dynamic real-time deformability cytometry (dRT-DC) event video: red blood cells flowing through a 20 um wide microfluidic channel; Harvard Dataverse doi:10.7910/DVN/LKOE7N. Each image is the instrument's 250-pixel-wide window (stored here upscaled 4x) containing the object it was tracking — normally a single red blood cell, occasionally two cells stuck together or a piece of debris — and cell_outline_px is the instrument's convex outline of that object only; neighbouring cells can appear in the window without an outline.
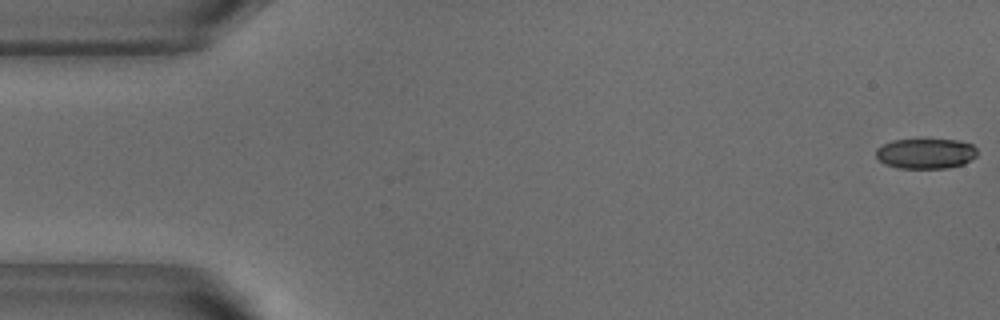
{"species": "common noctule bat (a hibernating species)", "species_latin": "Nyctalus noctula", "temperature_condition": "warm", "stored_images_in_passage": 52, "camera_frame_rate_fps": 3000, "um_per_image_px": 0.085, "animal": {"sex": "male", "body_mass_g": 18.8}, "frame": {"image": 1, "passage_image": 1, "time_ms": 0.0, "image_size_px": [1000, 320], "cell_outline_px": [[976, 156], [964, 164], [948, 168], [900, 168], [884, 164], [876, 156], [876, 148], [892, 140], [956, 140], [972, 144], [976, 148]], "centroid_in_image_um": [78.68, 13.06], "position_along_channel_um": 6.3, "area_um2": 17.74}}
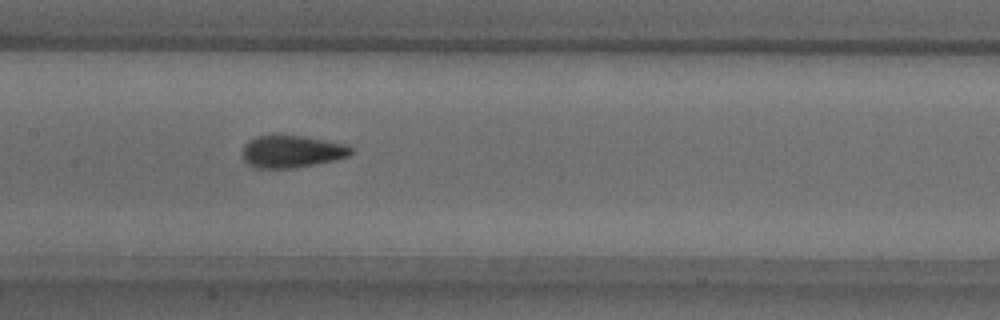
{"frame": {"image": 2, "passage_image": 25, "time_ms": 8.0, "image_size_px": [1000, 320], "cell_outline_px": [[352, 152], [348, 156], [336, 160], [292, 168], [256, 168], [248, 164], [244, 160], [244, 144], [248, 140], [256, 136], [276, 132], [304, 136], [348, 144], [352, 148]], "centroid_in_image_um": [24.79, 12.83], "position_along_channel_um": 182.6, "area_um2": 20.98}}
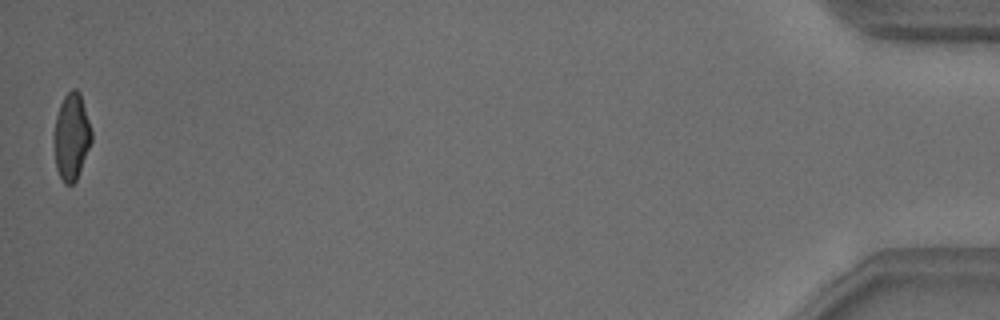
{"frame": {"image": 3, "passage_image": 52, "time_ms": 17.0, "image_size_px": [1000, 320], "cell_outline_px": [[92, 140], [76, 180], [72, 184], [64, 184], [56, 168], [52, 140], [56, 116], [60, 104], [64, 96], [72, 88], [76, 88], [80, 92], [92, 132]], "centroid_in_image_um": [6.05, 11.6], "position_along_channel_um": 429.2, "area_um2": 19.07}, "authors_computed_cell_mechanics": {"area_um2": 19.9988, "velocity_mm_per_s": 3.8377, "shape_relaxation_time_tau1_ms": 4.3257, "shape_relaxation_time_tau2_ms": 0.8116, "deformation_change_tau1": 0.1542, "deformation_change_tau2": 0.0578}}